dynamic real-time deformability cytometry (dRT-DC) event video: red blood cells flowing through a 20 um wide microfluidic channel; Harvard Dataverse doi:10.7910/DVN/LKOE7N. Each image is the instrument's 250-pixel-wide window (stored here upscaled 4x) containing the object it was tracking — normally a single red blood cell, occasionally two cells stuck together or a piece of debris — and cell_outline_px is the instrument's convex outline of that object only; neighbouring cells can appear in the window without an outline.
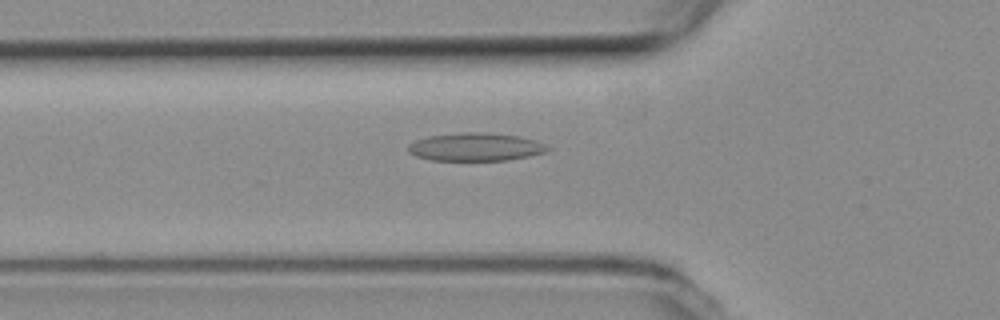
{"species": "common noctule bat (a hibernating species)", "species_latin": "Nyctalus noctula", "temperature_condition": "room temperature", "stored_images_in_passage": 28, "camera_frame_rate_fps": 3000, "um_per_image_px": 0.085, "animal": {"sex": "female", "body_mass_g": 19.3, "forearm_length_mm": 54.1}, "frame": {"image": 1, "passage_image": 2, "time_ms": 0.333, "image_size_px": [1000, 320], "cell_outline_px": [[552, 148], [544, 152], [528, 156], [508, 160], [432, 160], [416, 156], [408, 152], [408, 144], [416, 140], [428, 136], [460, 132], [476, 132], [516, 136], [536, 140]], "centroid_in_image_um": [40.39, 12.49], "position_along_channel_um": 85.4, "area_um2": 22.6}}
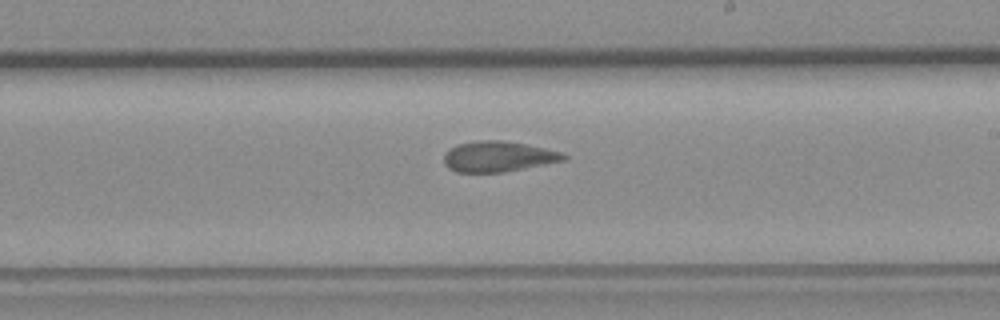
{"frame": {"image": 2, "passage_image": 15, "time_ms": 4.667, "image_size_px": [1000, 320], "cell_outline_px": [[568, 156], [564, 160], [504, 172], [456, 172], [448, 168], [444, 164], [444, 156], [456, 144], [476, 140], [504, 140], [544, 148], [560, 152]], "centroid_in_image_um": [42.31, 13.3], "position_along_channel_um": 246.7, "area_um2": 21.1}}
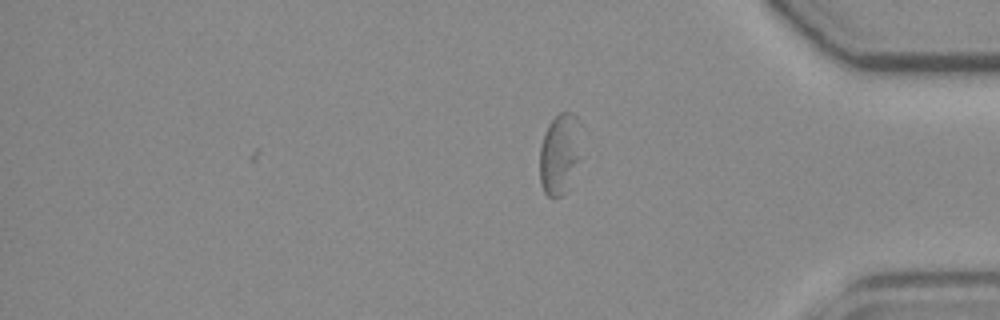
{"frame": {"image": 3, "passage_image": 28, "time_ms": 9.0, "image_size_px": [1000, 320], "cell_outline_px": [[584, 156], [568, 188], [560, 196], [548, 196], [544, 192], [540, 184], [540, 148], [548, 124], [560, 112], [572, 112], [580, 120]], "centroid_in_image_um": [47.66, 13.05], "position_along_channel_um": 387.5, "area_um2": 20.52}}